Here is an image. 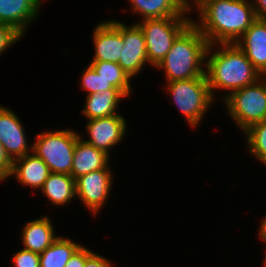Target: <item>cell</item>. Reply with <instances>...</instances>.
Masks as SVG:
<instances>
[{
	"label": "cell",
	"mask_w": 266,
	"mask_h": 267,
	"mask_svg": "<svg viewBox=\"0 0 266 267\" xmlns=\"http://www.w3.org/2000/svg\"><path fill=\"white\" fill-rule=\"evenodd\" d=\"M192 22L188 16L146 19L136 23L144 34L149 64L156 67L165 58L176 38Z\"/></svg>",
	"instance_id": "obj_7"
},
{
	"label": "cell",
	"mask_w": 266,
	"mask_h": 267,
	"mask_svg": "<svg viewBox=\"0 0 266 267\" xmlns=\"http://www.w3.org/2000/svg\"><path fill=\"white\" fill-rule=\"evenodd\" d=\"M126 124L124 117L119 114L88 120L86 132L89 139L83 141L110 156L111 147L116 146L125 136Z\"/></svg>",
	"instance_id": "obj_10"
},
{
	"label": "cell",
	"mask_w": 266,
	"mask_h": 267,
	"mask_svg": "<svg viewBox=\"0 0 266 267\" xmlns=\"http://www.w3.org/2000/svg\"><path fill=\"white\" fill-rule=\"evenodd\" d=\"M81 246L69 238L57 237L44 252L40 253V267H65Z\"/></svg>",
	"instance_id": "obj_21"
},
{
	"label": "cell",
	"mask_w": 266,
	"mask_h": 267,
	"mask_svg": "<svg viewBox=\"0 0 266 267\" xmlns=\"http://www.w3.org/2000/svg\"><path fill=\"white\" fill-rule=\"evenodd\" d=\"M264 258H265V259H264V267H266V255H265Z\"/></svg>",
	"instance_id": "obj_34"
},
{
	"label": "cell",
	"mask_w": 266,
	"mask_h": 267,
	"mask_svg": "<svg viewBox=\"0 0 266 267\" xmlns=\"http://www.w3.org/2000/svg\"><path fill=\"white\" fill-rule=\"evenodd\" d=\"M94 71L106 81L119 89L126 97L131 94V78L123 71L122 67L113 62L92 61L89 64Z\"/></svg>",
	"instance_id": "obj_22"
},
{
	"label": "cell",
	"mask_w": 266,
	"mask_h": 267,
	"mask_svg": "<svg viewBox=\"0 0 266 267\" xmlns=\"http://www.w3.org/2000/svg\"><path fill=\"white\" fill-rule=\"evenodd\" d=\"M261 162L266 165V157Z\"/></svg>",
	"instance_id": "obj_33"
},
{
	"label": "cell",
	"mask_w": 266,
	"mask_h": 267,
	"mask_svg": "<svg viewBox=\"0 0 266 267\" xmlns=\"http://www.w3.org/2000/svg\"><path fill=\"white\" fill-rule=\"evenodd\" d=\"M208 46L207 39L192 22L176 38L165 58L156 67L165 71L167 82L206 75L203 66L206 65L204 62Z\"/></svg>",
	"instance_id": "obj_3"
},
{
	"label": "cell",
	"mask_w": 266,
	"mask_h": 267,
	"mask_svg": "<svg viewBox=\"0 0 266 267\" xmlns=\"http://www.w3.org/2000/svg\"><path fill=\"white\" fill-rule=\"evenodd\" d=\"M95 48L93 61H107L117 63L123 46L120 21H104L93 31Z\"/></svg>",
	"instance_id": "obj_12"
},
{
	"label": "cell",
	"mask_w": 266,
	"mask_h": 267,
	"mask_svg": "<svg viewBox=\"0 0 266 267\" xmlns=\"http://www.w3.org/2000/svg\"><path fill=\"white\" fill-rule=\"evenodd\" d=\"M182 1V3L187 7V8H189V9H192L193 7H191V6H193V5H191L190 4V2H191V0H181ZM199 0H193L191 3H197Z\"/></svg>",
	"instance_id": "obj_32"
},
{
	"label": "cell",
	"mask_w": 266,
	"mask_h": 267,
	"mask_svg": "<svg viewBox=\"0 0 266 267\" xmlns=\"http://www.w3.org/2000/svg\"><path fill=\"white\" fill-rule=\"evenodd\" d=\"M121 36L123 46L118 64L132 79L149 63L144 34L137 24L126 26L121 22Z\"/></svg>",
	"instance_id": "obj_9"
},
{
	"label": "cell",
	"mask_w": 266,
	"mask_h": 267,
	"mask_svg": "<svg viewBox=\"0 0 266 267\" xmlns=\"http://www.w3.org/2000/svg\"><path fill=\"white\" fill-rule=\"evenodd\" d=\"M131 10L141 14L143 20L166 17H186L192 9L187 8L181 0H129Z\"/></svg>",
	"instance_id": "obj_17"
},
{
	"label": "cell",
	"mask_w": 266,
	"mask_h": 267,
	"mask_svg": "<svg viewBox=\"0 0 266 267\" xmlns=\"http://www.w3.org/2000/svg\"><path fill=\"white\" fill-rule=\"evenodd\" d=\"M199 23L193 24L209 45L235 43L257 19L248 0H199Z\"/></svg>",
	"instance_id": "obj_1"
},
{
	"label": "cell",
	"mask_w": 266,
	"mask_h": 267,
	"mask_svg": "<svg viewBox=\"0 0 266 267\" xmlns=\"http://www.w3.org/2000/svg\"><path fill=\"white\" fill-rule=\"evenodd\" d=\"M57 237L51 219L47 216L26 223L22 232L24 249L39 254L44 252Z\"/></svg>",
	"instance_id": "obj_18"
},
{
	"label": "cell",
	"mask_w": 266,
	"mask_h": 267,
	"mask_svg": "<svg viewBox=\"0 0 266 267\" xmlns=\"http://www.w3.org/2000/svg\"><path fill=\"white\" fill-rule=\"evenodd\" d=\"M42 0H0V23L11 26L22 37L39 14Z\"/></svg>",
	"instance_id": "obj_14"
},
{
	"label": "cell",
	"mask_w": 266,
	"mask_h": 267,
	"mask_svg": "<svg viewBox=\"0 0 266 267\" xmlns=\"http://www.w3.org/2000/svg\"><path fill=\"white\" fill-rule=\"evenodd\" d=\"M228 114L244 132L266 120V76L223 97Z\"/></svg>",
	"instance_id": "obj_5"
},
{
	"label": "cell",
	"mask_w": 266,
	"mask_h": 267,
	"mask_svg": "<svg viewBox=\"0 0 266 267\" xmlns=\"http://www.w3.org/2000/svg\"><path fill=\"white\" fill-rule=\"evenodd\" d=\"M244 133L249 152L262 161L266 157V120L251 125Z\"/></svg>",
	"instance_id": "obj_23"
},
{
	"label": "cell",
	"mask_w": 266,
	"mask_h": 267,
	"mask_svg": "<svg viewBox=\"0 0 266 267\" xmlns=\"http://www.w3.org/2000/svg\"><path fill=\"white\" fill-rule=\"evenodd\" d=\"M79 138L80 134L71 129L45 131L36 136L32 152L52 173L71 175L74 149Z\"/></svg>",
	"instance_id": "obj_4"
},
{
	"label": "cell",
	"mask_w": 266,
	"mask_h": 267,
	"mask_svg": "<svg viewBox=\"0 0 266 267\" xmlns=\"http://www.w3.org/2000/svg\"><path fill=\"white\" fill-rule=\"evenodd\" d=\"M111 172L109 168H103L75 180L76 196L80 198L86 208L91 210L93 215H96L108 200L113 181Z\"/></svg>",
	"instance_id": "obj_8"
},
{
	"label": "cell",
	"mask_w": 266,
	"mask_h": 267,
	"mask_svg": "<svg viewBox=\"0 0 266 267\" xmlns=\"http://www.w3.org/2000/svg\"><path fill=\"white\" fill-rule=\"evenodd\" d=\"M122 98L126 96L120 90H105L86 96L82 109L88 120L117 115L116 109Z\"/></svg>",
	"instance_id": "obj_19"
},
{
	"label": "cell",
	"mask_w": 266,
	"mask_h": 267,
	"mask_svg": "<svg viewBox=\"0 0 266 267\" xmlns=\"http://www.w3.org/2000/svg\"><path fill=\"white\" fill-rule=\"evenodd\" d=\"M107 258L92 252L86 259L84 267H113Z\"/></svg>",
	"instance_id": "obj_29"
},
{
	"label": "cell",
	"mask_w": 266,
	"mask_h": 267,
	"mask_svg": "<svg viewBox=\"0 0 266 267\" xmlns=\"http://www.w3.org/2000/svg\"><path fill=\"white\" fill-rule=\"evenodd\" d=\"M21 35L14 30L11 26L0 23V55L8 47L21 39Z\"/></svg>",
	"instance_id": "obj_26"
},
{
	"label": "cell",
	"mask_w": 266,
	"mask_h": 267,
	"mask_svg": "<svg viewBox=\"0 0 266 267\" xmlns=\"http://www.w3.org/2000/svg\"><path fill=\"white\" fill-rule=\"evenodd\" d=\"M215 45H219V48L212 50L213 46L216 48ZM215 45L208 46L206 52L208 59L205 65V74L213 99L215 89L229 90V95L233 91L255 83L262 77L235 43Z\"/></svg>",
	"instance_id": "obj_2"
},
{
	"label": "cell",
	"mask_w": 266,
	"mask_h": 267,
	"mask_svg": "<svg viewBox=\"0 0 266 267\" xmlns=\"http://www.w3.org/2000/svg\"><path fill=\"white\" fill-rule=\"evenodd\" d=\"M109 157L104 151L96 149L94 146L84 142L80 135L74 149L71 170L72 177L76 180L78 177L92 171L109 168Z\"/></svg>",
	"instance_id": "obj_16"
},
{
	"label": "cell",
	"mask_w": 266,
	"mask_h": 267,
	"mask_svg": "<svg viewBox=\"0 0 266 267\" xmlns=\"http://www.w3.org/2000/svg\"><path fill=\"white\" fill-rule=\"evenodd\" d=\"M91 253L90 249L81 246L68 260L65 267H84L86 259Z\"/></svg>",
	"instance_id": "obj_28"
},
{
	"label": "cell",
	"mask_w": 266,
	"mask_h": 267,
	"mask_svg": "<svg viewBox=\"0 0 266 267\" xmlns=\"http://www.w3.org/2000/svg\"><path fill=\"white\" fill-rule=\"evenodd\" d=\"M259 238L266 243V216L262 219L260 229H259Z\"/></svg>",
	"instance_id": "obj_31"
},
{
	"label": "cell",
	"mask_w": 266,
	"mask_h": 267,
	"mask_svg": "<svg viewBox=\"0 0 266 267\" xmlns=\"http://www.w3.org/2000/svg\"><path fill=\"white\" fill-rule=\"evenodd\" d=\"M174 103L177 105L185 120L196 128L209 109L214 99L210 93L206 75L187 80L167 82Z\"/></svg>",
	"instance_id": "obj_6"
},
{
	"label": "cell",
	"mask_w": 266,
	"mask_h": 267,
	"mask_svg": "<svg viewBox=\"0 0 266 267\" xmlns=\"http://www.w3.org/2000/svg\"><path fill=\"white\" fill-rule=\"evenodd\" d=\"M75 179L72 175L50 173L40 189L54 205H65L76 197Z\"/></svg>",
	"instance_id": "obj_20"
},
{
	"label": "cell",
	"mask_w": 266,
	"mask_h": 267,
	"mask_svg": "<svg viewBox=\"0 0 266 267\" xmlns=\"http://www.w3.org/2000/svg\"><path fill=\"white\" fill-rule=\"evenodd\" d=\"M22 125L11 109L0 105V141L12 161L32 151Z\"/></svg>",
	"instance_id": "obj_11"
},
{
	"label": "cell",
	"mask_w": 266,
	"mask_h": 267,
	"mask_svg": "<svg viewBox=\"0 0 266 267\" xmlns=\"http://www.w3.org/2000/svg\"><path fill=\"white\" fill-rule=\"evenodd\" d=\"M262 19L266 23V15Z\"/></svg>",
	"instance_id": "obj_35"
},
{
	"label": "cell",
	"mask_w": 266,
	"mask_h": 267,
	"mask_svg": "<svg viewBox=\"0 0 266 267\" xmlns=\"http://www.w3.org/2000/svg\"><path fill=\"white\" fill-rule=\"evenodd\" d=\"M81 86L82 89L86 90L87 95L99 93L105 90H119L106 81L102 76L97 74L94 69L88 64L82 73Z\"/></svg>",
	"instance_id": "obj_24"
},
{
	"label": "cell",
	"mask_w": 266,
	"mask_h": 267,
	"mask_svg": "<svg viewBox=\"0 0 266 267\" xmlns=\"http://www.w3.org/2000/svg\"><path fill=\"white\" fill-rule=\"evenodd\" d=\"M255 16L257 19H262L266 15V0H251Z\"/></svg>",
	"instance_id": "obj_30"
},
{
	"label": "cell",
	"mask_w": 266,
	"mask_h": 267,
	"mask_svg": "<svg viewBox=\"0 0 266 267\" xmlns=\"http://www.w3.org/2000/svg\"><path fill=\"white\" fill-rule=\"evenodd\" d=\"M13 161L6 154V151L0 141V181L10 178Z\"/></svg>",
	"instance_id": "obj_27"
},
{
	"label": "cell",
	"mask_w": 266,
	"mask_h": 267,
	"mask_svg": "<svg viewBox=\"0 0 266 267\" xmlns=\"http://www.w3.org/2000/svg\"><path fill=\"white\" fill-rule=\"evenodd\" d=\"M235 44L246 54L253 67L266 76V23L256 19Z\"/></svg>",
	"instance_id": "obj_13"
},
{
	"label": "cell",
	"mask_w": 266,
	"mask_h": 267,
	"mask_svg": "<svg viewBox=\"0 0 266 267\" xmlns=\"http://www.w3.org/2000/svg\"><path fill=\"white\" fill-rule=\"evenodd\" d=\"M15 267H40V254L27 249H21L13 255Z\"/></svg>",
	"instance_id": "obj_25"
},
{
	"label": "cell",
	"mask_w": 266,
	"mask_h": 267,
	"mask_svg": "<svg viewBox=\"0 0 266 267\" xmlns=\"http://www.w3.org/2000/svg\"><path fill=\"white\" fill-rule=\"evenodd\" d=\"M51 171L45 162L33 152L13 160L10 176L21 184L41 189Z\"/></svg>",
	"instance_id": "obj_15"
}]
</instances>
